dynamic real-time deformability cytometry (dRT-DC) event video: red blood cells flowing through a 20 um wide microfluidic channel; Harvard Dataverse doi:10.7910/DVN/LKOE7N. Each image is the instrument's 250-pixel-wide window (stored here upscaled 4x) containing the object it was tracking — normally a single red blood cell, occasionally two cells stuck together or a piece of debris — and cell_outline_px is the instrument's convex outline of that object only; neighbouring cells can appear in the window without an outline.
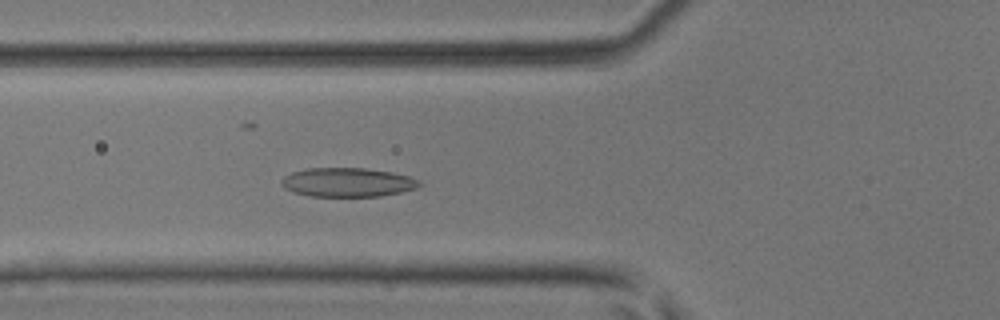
{"species": "common noctule bat (a hibernating species)", "species_latin": "Nyctalus noctula", "temperature_condition": "room temperature", "stored_images_in_passage": 51, "segment_of_instrument_passage": [1, 2], "camera_frame_rate_fps": 3000, "um_per_image_px": 0.085, "animal": {"sex": "male", "body_mass_g": 17.9, "forearm_length_mm": 54.2}, "frame": {"image": 1, "passage_image": 19, "time_ms": 6.0, "image_size_px": [1000, 320], "cell_outline_px": [[424, 184], [416, 188], [400, 192], [380, 196], [308, 196], [292, 192], [284, 188], [280, 184], [280, 180], [284, 176], [292, 172], [308, 168], [364, 168], [392, 172], [408, 176], [420, 180]], "centroid_in_image_um": [29.52, 15.49], "position_along_channel_um": 96.3, "area_um2": 23.47}}
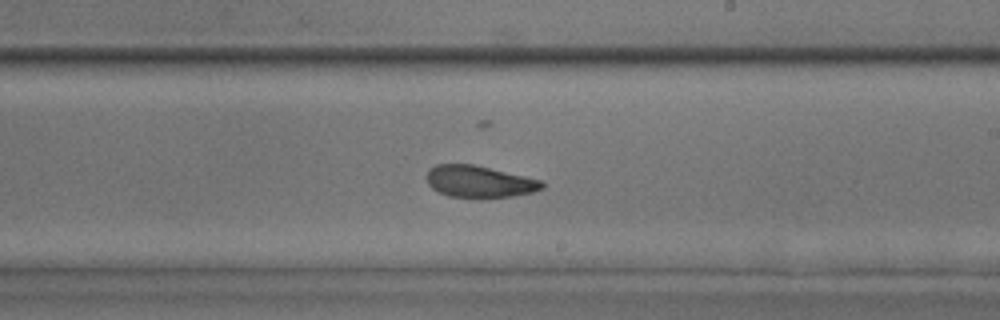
{"frame": {"image": 2, "passage_image": 30, "time_ms": 9.667, "image_size_px": [1000, 320], "cell_outline_px": [[544, 188], [532, 192], [512, 196], [448, 196], [432, 188], [428, 184], [428, 168], [436, 164], [472, 164], [544, 180]], "centroid_in_image_um": [40.76, 15.4], "position_along_channel_um": 248.2, "area_um2": 20.98}}
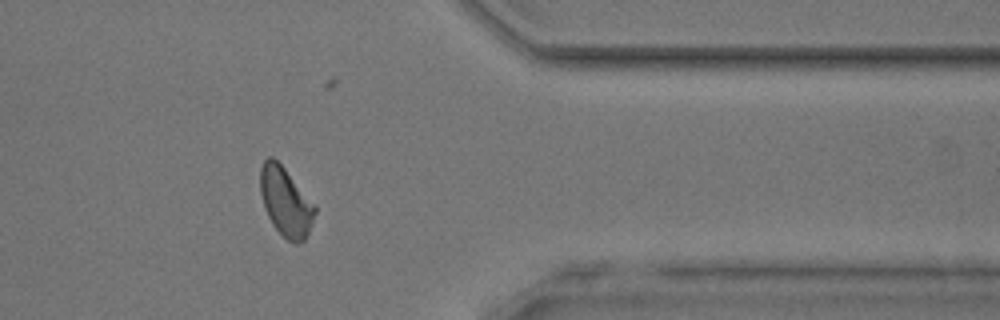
{"frame": {"image": 3, "passage_image": 41, "time_ms": 13.333, "image_size_px": [1000, 320], "cell_outline_px": [[316, 212], [312, 224], [304, 240], [296, 244], [288, 240], [272, 224], [264, 208], [260, 192], [260, 168], [264, 160], [268, 156], [272, 156], [284, 168], [316, 204]], "centroid_in_image_um": [24.29, 17.14], "position_along_channel_um": 387.1, "area_um2": 21.91}}